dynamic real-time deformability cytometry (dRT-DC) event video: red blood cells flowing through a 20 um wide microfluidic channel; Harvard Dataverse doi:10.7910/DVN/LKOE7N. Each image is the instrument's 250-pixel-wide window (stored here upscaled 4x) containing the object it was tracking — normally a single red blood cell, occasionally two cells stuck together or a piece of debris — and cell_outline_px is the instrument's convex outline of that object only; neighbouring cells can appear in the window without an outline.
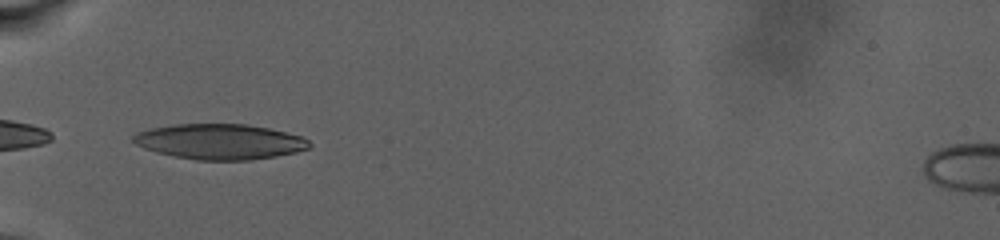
{"species": "human", "species_latin": "Homo sapiens", "temperature_condition": "warm", "stored_images_in_passage": 43, "camera_frame_rate_fps": 3000, "um_per_image_px": 0.085, "donor": {"sex": "male"}, "frame": {"image": 1, "passage_image": 1, "time_ms": 0.0, "image_size_px": [1000, 240], "cell_outline_px": [[312, 144], [308, 148], [296, 152], [276, 156], [248, 160], [196, 160], [172, 156], [156, 152], [144, 148], [136, 144], [132, 140], [132, 136], [136, 132], [152, 128], [172, 124], [248, 124], [268, 128], [304, 136]], "centroid_in_image_um": [18.68, 12.04], "position_along_channel_um": 66.3, "area_um2": 36.47}}
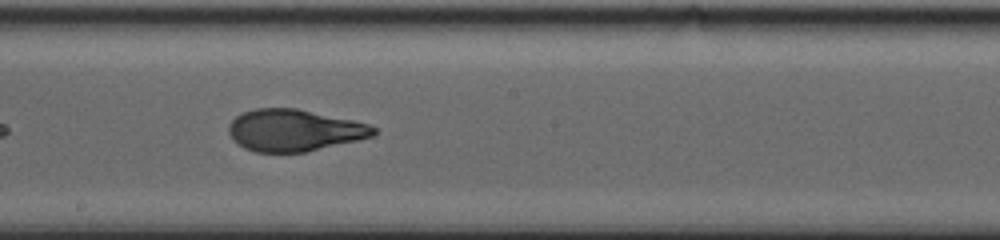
{"frame": {"image": 2, "passage_image": 20, "time_ms": 6.333, "image_size_px": [1000, 240], "cell_outline_px": [[376, 132], [372, 136], [356, 140], [304, 152], [256, 152], [244, 148], [232, 140], [228, 132], [228, 124], [236, 116], [244, 112], [256, 108], [296, 108], [352, 120], [368, 124], [376, 128]], "centroid_in_image_um": [24.95, 11.07], "position_along_channel_um": 223.3, "area_um2": 35.03}}
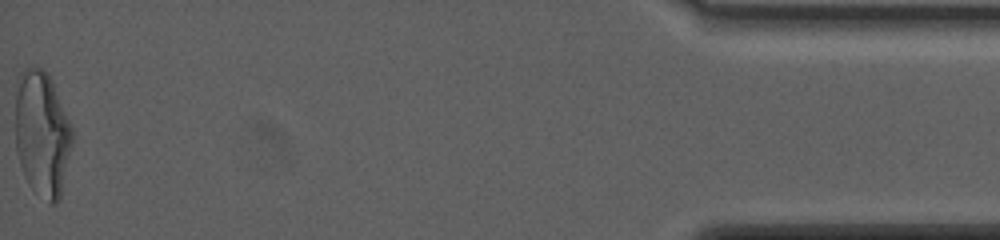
{"frame": {"image": 3, "passage_image": 43, "time_ms": 17.333, "image_size_px": [1000, 240], "cell_outline_px": [[72, 144], [60, 200], [56, 204], [48, 204], [28, 184], [24, 176], [16, 152], [16, 80], [20, 72], [24, 68], [36, 64], [44, 68], [52, 80], [72, 124]], "centroid_in_image_um": [3.58, 11.33], "position_along_channel_um": 431.6, "area_um2": 42.48}, "authors_computed_cell_mechanics": {"area_um2": 35.9516, "velocity_mm_per_s": 2.6092, "shape_relaxation_time_tau1_ms": null, "shape_relaxation_time_tau2_ms": 1.5896, "deformation_change_tau1": null, "deformation_change_tau2": 0.0723}}